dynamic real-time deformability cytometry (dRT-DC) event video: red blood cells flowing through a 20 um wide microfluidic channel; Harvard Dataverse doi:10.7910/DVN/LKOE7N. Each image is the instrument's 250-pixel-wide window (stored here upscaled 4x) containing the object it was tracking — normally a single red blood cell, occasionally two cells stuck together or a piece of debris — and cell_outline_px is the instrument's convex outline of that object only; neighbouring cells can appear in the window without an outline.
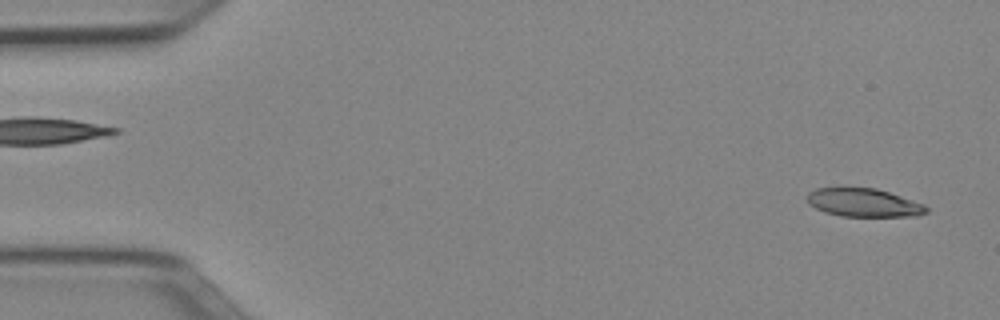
{"species": "Egyptian fruit bat (a non-hibernating species)", "species_latin": "Rousettus aegyptiacus", "temperature_condition": "cold", "stored_images_in_passage": 50, "camera_frame_rate_fps": 3000, "um_per_image_px": 0.085, "animal": {"sex": "female"}, "frame": {"image": 1, "passage_image": 2, "time_ms": 0.333, "image_size_px": [1000, 320], "cell_outline_px": [[928, 212], [920, 216], [840, 216], [824, 212], [808, 204], [804, 196], [808, 192], [816, 188], [876, 188], [924, 204], [928, 208]], "centroid_in_image_um": [73.38, 17.23], "position_along_channel_um": 11.6, "area_um2": 19.77}}
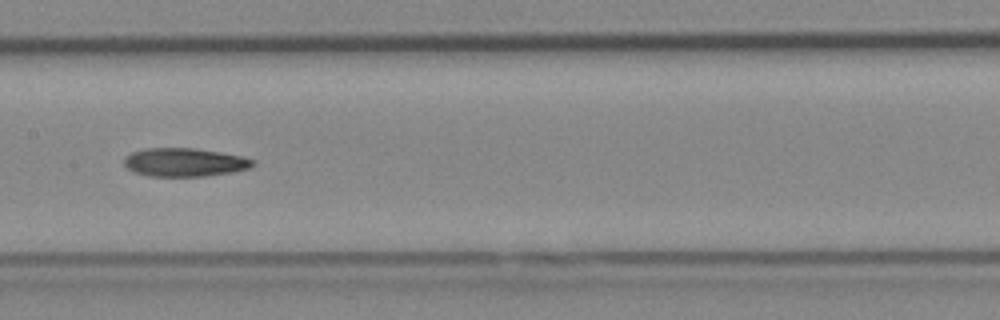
{"frame": {"image": 2, "passage_image": 25, "time_ms": 8.0, "image_size_px": [1000, 320], "cell_outline_px": [[256, 164], [248, 168], [232, 172], [204, 176], [148, 176], [132, 172], [124, 164], [124, 156], [132, 152], [144, 148], [196, 148], [244, 156], [256, 160]], "centroid_in_image_um": [15.69, 13.79], "position_along_channel_um": 191.7, "area_um2": 21.56}}
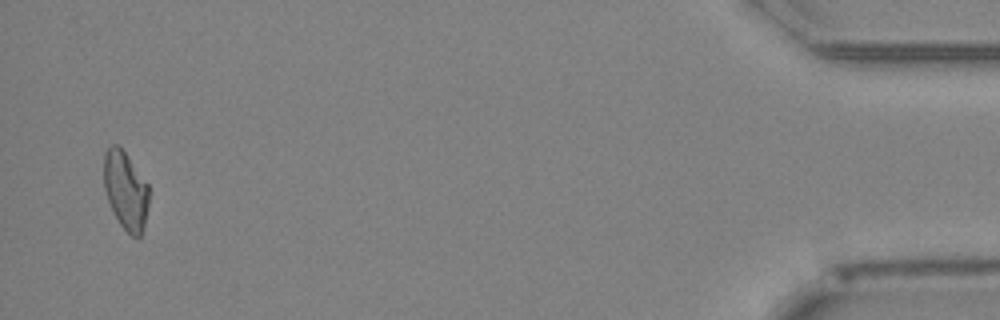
{"frame": {"image": 3, "passage_image": 49, "time_ms": 16.0, "image_size_px": [1000, 320], "cell_outline_px": [[148, 204], [144, 228], [140, 236], [132, 236], [120, 224], [108, 200], [104, 188], [104, 152], [112, 144], [116, 144], [124, 152], [148, 184]], "centroid_in_image_um": [10.67, 16.19], "position_along_channel_um": 424.5, "area_um2": 20.11}}